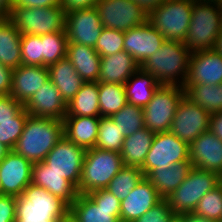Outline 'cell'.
I'll list each match as a JSON object with an SVG mask.
<instances>
[{"label":"cell","mask_w":222,"mask_h":222,"mask_svg":"<svg viewBox=\"0 0 222 222\" xmlns=\"http://www.w3.org/2000/svg\"><path fill=\"white\" fill-rule=\"evenodd\" d=\"M189 161L195 168L222 177V141L210 130L203 132L189 145Z\"/></svg>","instance_id":"obj_18"},{"label":"cell","mask_w":222,"mask_h":222,"mask_svg":"<svg viewBox=\"0 0 222 222\" xmlns=\"http://www.w3.org/2000/svg\"><path fill=\"white\" fill-rule=\"evenodd\" d=\"M24 108L10 94L0 95V122L14 121V117Z\"/></svg>","instance_id":"obj_45"},{"label":"cell","mask_w":222,"mask_h":222,"mask_svg":"<svg viewBox=\"0 0 222 222\" xmlns=\"http://www.w3.org/2000/svg\"><path fill=\"white\" fill-rule=\"evenodd\" d=\"M95 7L104 28L125 32L148 21V12L134 0H98Z\"/></svg>","instance_id":"obj_11"},{"label":"cell","mask_w":222,"mask_h":222,"mask_svg":"<svg viewBox=\"0 0 222 222\" xmlns=\"http://www.w3.org/2000/svg\"><path fill=\"white\" fill-rule=\"evenodd\" d=\"M222 29V2L217 0H195L185 46L193 53L214 49Z\"/></svg>","instance_id":"obj_4"},{"label":"cell","mask_w":222,"mask_h":222,"mask_svg":"<svg viewBox=\"0 0 222 222\" xmlns=\"http://www.w3.org/2000/svg\"><path fill=\"white\" fill-rule=\"evenodd\" d=\"M28 112L23 108L15 117L14 121L0 122V143L13 150L19 137L22 135Z\"/></svg>","instance_id":"obj_40"},{"label":"cell","mask_w":222,"mask_h":222,"mask_svg":"<svg viewBox=\"0 0 222 222\" xmlns=\"http://www.w3.org/2000/svg\"><path fill=\"white\" fill-rule=\"evenodd\" d=\"M97 1L98 0H60V6L68 13L73 10L95 7Z\"/></svg>","instance_id":"obj_47"},{"label":"cell","mask_w":222,"mask_h":222,"mask_svg":"<svg viewBox=\"0 0 222 222\" xmlns=\"http://www.w3.org/2000/svg\"><path fill=\"white\" fill-rule=\"evenodd\" d=\"M16 197L0 195V222H15Z\"/></svg>","instance_id":"obj_46"},{"label":"cell","mask_w":222,"mask_h":222,"mask_svg":"<svg viewBox=\"0 0 222 222\" xmlns=\"http://www.w3.org/2000/svg\"><path fill=\"white\" fill-rule=\"evenodd\" d=\"M69 211L62 199L31 183L16 197L15 222H64Z\"/></svg>","instance_id":"obj_3"},{"label":"cell","mask_w":222,"mask_h":222,"mask_svg":"<svg viewBox=\"0 0 222 222\" xmlns=\"http://www.w3.org/2000/svg\"><path fill=\"white\" fill-rule=\"evenodd\" d=\"M63 137V120L29 115L13 151L32 163L42 162Z\"/></svg>","instance_id":"obj_1"},{"label":"cell","mask_w":222,"mask_h":222,"mask_svg":"<svg viewBox=\"0 0 222 222\" xmlns=\"http://www.w3.org/2000/svg\"><path fill=\"white\" fill-rule=\"evenodd\" d=\"M167 222H184L182 214H172Z\"/></svg>","instance_id":"obj_56"},{"label":"cell","mask_w":222,"mask_h":222,"mask_svg":"<svg viewBox=\"0 0 222 222\" xmlns=\"http://www.w3.org/2000/svg\"><path fill=\"white\" fill-rule=\"evenodd\" d=\"M103 28L96 7L66 13L65 32L68 43L95 47Z\"/></svg>","instance_id":"obj_14"},{"label":"cell","mask_w":222,"mask_h":222,"mask_svg":"<svg viewBox=\"0 0 222 222\" xmlns=\"http://www.w3.org/2000/svg\"><path fill=\"white\" fill-rule=\"evenodd\" d=\"M164 40V36L147 21L124 32V51L141 66L160 49Z\"/></svg>","instance_id":"obj_16"},{"label":"cell","mask_w":222,"mask_h":222,"mask_svg":"<svg viewBox=\"0 0 222 222\" xmlns=\"http://www.w3.org/2000/svg\"><path fill=\"white\" fill-rule=\"evenodd\" d=\"M12 0H0V20L10 17Z\"/></svg>","instance_id":"obj_51"},{"label":"cell","mask_w":222,"mask_h":222,"mask_svg":"<svg viewBox=\"0 0 222 222\" xmlns=\"http://www.w3.org/2000/svg\"><path fill=\"white\" fill-rule=\"evenodd\" d=\"M66 12L61 6L18 7L12 6L9 19L21 34L43 36L65 31Z\"/></svg>","instance_id":"obj_8"},{"label":"cell","mask_w":222,"mask_h":222,"mask_svg":"<svg viewBox=\"0 0 222 222\" xmlns=\"http://www.w3.org/2000/svg\"><path fill=\"white\" fill-rule=\"evenodd\" d=\"M148 13L161 4L164 0H134Z\"/></svg>","instance_id":"obj_52"},{"label":"cell","mask_w":222,"mask_h":222,"mask_svg":"<svg viewBox=\"0 0 222 222\" xmlns=\"http://www.w3.org/2000/svg\"><path fill=\"white\" fill-rule=\"evenodd\" d=\"M48 80L47 66L20 65L12 71L10 95L25 105Z\"/></svg>","instance_id":"obj_21"},{"label":"cell","mask_w":222,"mask_h":222,"mask_svg":"<svg viewBox=\"0 0 222 222\" xmlns=\"http://www.w3.org/2000/svg\"><path fill=\"white\" fill-rule=\"evenodd\" d=\"M124 139L120 128L110 117H100L96 148L120 153Z\"/></svg>","instance_id":"obj_38"},{"label":"cell","mask_w":222,"mask_h":222,"mask_svg":"<svg viewBox=\"0 0 222 222\" xmlns=\"http://www.w3.org/2000/svg\"><path fill=\"white\" fill-rule=\"evenodd\" d=\"M182 217H183L184 222H216V221L210 220L208 218L195 215L193 213L182 214Z\"/></svg>","instance_id":"obj_53"},{"label":"cell","mask_w":222,"mask_h":222,"mask_svg":"<svg viewBox=\"0 0 222 222\" xmlns=\"http://www.w3.org/2000/svg\"><path fill=\"white\" fill-rule=\"evenodd\" d=\"M209 130L222 141V111L210 114Z\"/></svg>","instance_id":"obj_50"},{"label":"cell","mask_w":222,"mask_h":222,"mask_svg":"<svg viewBox=\"0 0 222 222\" xmlns=\"http://www.w3.org/2000/svg\"><path fill=\"white\" fill-rule=\"evenodd\" d=\"M139 68L137 61L126 51L101 57L98 83L124 85Z\"/></svg>","instance_id":"obj_23"},{"label":"cell","mask_w":222,"mask_h":222,"mask_svg":"<svg viewBox=\"0 0 222 222\" xmlns=\"http://www.w3.org/2000/svg\"><path fill=\"white\" fill-rule=\"evenodd\" d=\"M94 49L101 57L124 51V32L103 28Z\"/></svg>","instance_id":"obj_41"},{"label":"cell","mask_w":222,"mask_h":222,"mask_svg":"<svg viewBox=\"0 0 222 222\" xmlns=\"http://www.w3.org/2000/svg\"><path fill=\"white\" fill-rule=\"evenodd\" d=\"M185 161H189L187 143L170 131L155 133L141 170L146 177L153 169H166L171 164Z\"/></svg>","instance_id":"obj_10"},{"label":"cell","mask_w":222,"mask_h":222,"mask_svg":"<svg viewBox=\"0 0 222 222\" xmlns=\"http://www.w3.org/2000/svg\"><path fill=\"white\" fill-rule=\"evenodd\" d=\"M210 114L184 95L177 105L170 132L190 145L209 130Z\"/></svg>","instance_id":"obj_12"},{"label":"cell","mask_w":222,"mask_h":222,"mask_svg":"<svg viewBox=\"0 0 222 222\" xmlns=\"http://www.w3.org/2000/svg\"><path fill=\"white\" fill-rule=\"evenodd\" d=\"M184 95L183 86L161 84L143 107L144 126L154 133L169 132L177 105Z\"/></svg>","instance_id":"obj_9"},{"label":"cell","mask_w":222,"mask_h":222,"mask_svg":"<svg viewBox=\"0 0 222 222\" xmlns=\"http://www.w3.org/2000/svg\"><path fill=\"white\" fill-rule=\"evenodd\" d=\"M31 183L43 187L69 206L76 200L78 195L77 188L70 181L48 168L43 161L33 163Z\"/></svg>","instance_id":"obj_22"},{"label":"cell","mask_w":222,"mask_h":222,"mask_svg":"<svg viewBox=\"0 0 222 222\" xmlns=\"http://www.w3.org/2000/svg\"><path fill=\"white\" fill-rule=\"evenodd\" d=\"M192 213L222 222V182L201 198Z\"/></svg>","instance_id":"obj_39"},{"label":"cell","mask_w":222,"mask_h":222,"mask_svg":"<svg viewBox=\"0 0 222 222\" xmlns=\"http://www.w3.org/2000/svg\"><path fill=\"white\" fill-rule=\"evenodd\" d=\"M20 31L12 21L0 20V63L12 69L22 65Z\"/></svg>","instance_id":"obj_28"},{"label":"cell","mask_w":222,"mask_h":222,"mask_svg":"<svg viewBox=\"0 0 222 222\" xmlns=\"http://www.w3.org/2000/svg\"><path fill=\"white\" fill-rule=\"evenodd\" d=\"M193 168L190 161L171 164L169 168L153 169L146 178L156 188L162 199L173 193Z\"/></svg>","instance_id":"obj_27"},{"label":"cell","mask_w":222,"mask_h":222,"mask_svg":"<svg viewBox=\"0 0 222 222\" xmlns=\"http://www.w3.org/2000/svg\"><path fill=\"white\" fill-rule=\"evenodd\" d=\"M13 69L0 63V95H7L11 92Z\"/></svg>","instance_id":"obj_48"},{"label":"cell","mask_w":222,"mask_h":222,"mask_svg":"<svg viewBox=\"0 0 222 222\" xmlns=\"http://www.w3.org/2000/svg\"><path fill=\"white\" fill-rule=\"evenodd\" d=\"M100 117L65 116L64 136L85 150L95 147Z\"/></svg>","instance_id":"obj_24"},{"label":"cell","mask_w":222,"mask_h":222,"mask_svg":"<svg viewBox=\"0 0 222 222\" xmlns=\"http://www.w3.org/2000/svg\"><path fill=\"white\" fill-rule=\"evenodd\" d=\"M11 150L5 146L3 143H0V162L6 157V155L10 152Z\"/></svg>","instance_id":"obj_55"},{"label":"cell","mask_w":222,"mask_h":222,"mask_svg":"<svg viewBox=\"0 0 222 222\" xmlns=\"http://www.w3.org/2000/svg\"><path fill=\"white\" fill-rule=\"evenodd\" d=\"M66 57L85 82H98L101 56L94 47L68 43Z\"/></svg>","instance_id":"obj_25"},{"label":"cell","mask_w":222,"mask_h":222,"mask_svg":"<svg viewBox=\"0 0 222 222\" xmlns=\"http://www.w3.org/2000/svg\"><path fill=\"white\" fill-rule=\"evenodd\" d=\"M214 49L222 55V29H221L220 34L217 37Z\"/></svg>","instance_id":"obj_54"},{"label":"cell","mask_w":222,"mask_h":222,"mask_svg":"<svg viewBox=\"0 0 222 222\" xmlns=\"http://www.w3.org/2000/svg\"><path fill=\"white\" fill-rule=\"evenodd\" d=\"M185 95L209 114L222 111V83L183 85Z\"/></svg>","instance_id":"obj_33"},{"label":"cell","mask_w":222,"mask_h":222,"mask_svg":"<svg viewBox=\"0 0 222 222\" xmlns=\"http://www.w3.org/2000/svg\"><path fill=\"white\" fill-rule=\"evenodd\" d=\"M195 0H164L148 13V22L165 39L184 42Z\"/></svg>","instance_id":"obj_6"},{"label":"cell","mask_w":222,"mask_h":222,"mask_svg":"<svg viewBox=\"0 0 222 222\" xmlns=\"http://www.w3.org/2000/svg\"><path fill=\"white\" fill-rule=\"evenodd\" d=\"M12 6L27 8L60 6V0H12Z\"/></svg>","instance_id":"obj_49"},{"label":"cell","mask_w":222,"mask_h":222,"mask_svg":"<svg viewBox=\"0 0 222 222\" xmlns=\"http://www.w3.org/2000/svg\"><path fill=\"white\" fill-rule=\"evenodd\" d=\"M124 167L119 152L96 147L86 150L77 189L78 194H87L108 187L114 176Z\"/></svg>","instance_id":"obj_5"},{"label":"cell","mask_w":222,"mask_h":222,"mask_svg":"<svg viewBox=\"0 0 222 222\" xmlns=\"http://www.w3.org/2000/svg\"><path fill=\"white\" fill-rule=\"evenodd\" d=\"M69 216L75 222H119L114 209L98 207L87 194H78L70 205Z\"/></svg>","instance_id":"obj_32"},{"label":"cell","mask_w":222,"mask_h":222,"mask_svg":"<svg viewBox=\"0 0 222 222\" xmlns=\"http://www.w3.org/2000/svg\"><path fill=\"white\" fill-rule=\"evenodd\" d=\"M155 133L146 127L125 137L120 155L124 166L142 168Z\"/></svg>","instance_id":"obj_29"},{"label":"cell","mask_w":222,"mask_h":222,"mask_svg":"<svg viewBox=\"0 0 222 222\" xmlns=\"http://www.w3.org/2000/svg\"><path fill=\"white\" fill-rule=\"evenodd\" d=\"M48 71L49 79L57 87L66 104L72 100L85 83L67 57L49 65Z\"/></svg>","instance_id":"obj_26"},{"label":"cell","mask_w":222,"mask_h":222,"mask_svg":"<svg viewBox=\"0 0 222 222\" xmlns=\"http://www.w3.org/2000/svg\"><path fill=\"white\" fill-rule=\"evenodd\" d=\"M191 54L183 42L165 39L160 49L140 68L152 74L160 84L183 86L188 77Z\"/></svg>","instance_id":"obj_2"},{"label":"cell","mask_w":222,"mask_h":222,"mask_svg":"<svg viewBox=\"0 0 222 222\" xmlns=\"http://www.w3.org/2000/svg\"><path fill=\"white\" fill-rule=\"evenodd\" d=\"M143 177L141 168L124 166L110 181L106 189L121 201L127 197Z\"/></svg>","instance_id":"obj_37"},{"label":"cell","mask_w":222,"mask_h":222,"mask_svg":"<svg viewBox=\"0 0 222 222\" xmlns=\"http://www.w3.org/2000/svg\"><path fill=\"white\" fill-rule=\"evenodd\" d=\"M85 154L84 148L64 136L47 154L43 162L78 189Z\"/></svg>","instance_id":"obj_13"},{"label":"cell","mask_w":222,"mask_h":222,"mask_svg":"<svg viewBox=\"0 0 222 222\" xmlns=\"http://www.w3.org/2000/svg\"><path fill=\"white\" fill-rule=\"evenodd\" d=\"M110 118L120 128L124 137L132 135L145 127L143 108L137 105L127 103Z\"/></svg>","instance_id":"obj_36"},{"label":"cell","mask_w":222,"mask_h":222,"mask_svg":"<svg viewBox=\"0 0 222 222\" xmlns=\"http://www.w3.org/2000/svg\"><path fill=\"white\" fill-rule=\"evenodd\" d=\"M173 212L165 199H162L149 211L133 222H167Z\"/></svg>","instance_id":"obj_44"},{"label":"cell","mask_w":222,"mask_h":222,"mask_svg":"<svg viewBox=\"0 0 222 222\" xmlns=\"http://www.w3.org/2000/svg\"><path fill=\"white\" fill-rule=\"evenodd\" d=\"M220 83H222V55L215 49L193 52L184 85Z\"/></svg>","instance_id":"obj_17"},{"label":"cell","mask_w":222,"mask_h":222,"mask_svg":"<svg viewBox=\"0 0 222 222\" xmlns=\"http://www.w3.org/2000/svg\"><path fill=\"white\" fill-rule=\"evenodd\" d=\"M160 85L152 74L139 68L124 84L127 103L145 107Z\"/></svg>","instance_id":"obj_30"},{"label":"cell","mask_w":222,"mask_h":222,"mask_svg":"<svg viewBox=\"0 0 222 222\" xmlns=\"http://www.w3.org/2000/svg\"><path fill=\"white\" fill-rule=\"evenodd\" d=\"M98 207L114 209V216L120 221V200L108 189H98L87 193Z\"/></svg>","instance_id":"obj_43"},{"label":"cell","mask_w":222,"mask_h":222,"mask_svg":"<svg viewBox=\"0 0 222 222\" xmlns=\"http://www.w3.org/2000/svg\"><path fill=\"white\" fill-rule=\"evenodd\" d=\"M100 117H111L126 104V91L123 84L98 83Z\"/></svg>","instance_id":"obj_34"},{"label":"cell","mask_w":222,"mask_h":222,"mask_svg":"<svg viewBox=\"0 0 222 222\" xmlns=\"http://www.w3.org/2000/svg\"><path fill=\"white\" fill-rule=\"evenodd\" d=\"M64 222H75L70 216Z\"/></svg>","instance_id":"obj_57"},{"label":"cell","mask_w":222,"mask_h":222,"mask_svg":"<svg viewBox=\"0 0 222 222\" xmlns=\"http://www.w3.org/2000/svg\"><path fill=\"white\" fill-rule=\"evenodd\" d=\"M161 200L156 188L144 176L127 197L121 200L120 221L133 222Z\"/></svg>","instance_id":"obj_19"},{"label":"cell","mask_w":222,"mask_h":222,"mask_svg":"<svg viewBox=\"0 0 222 222\" xmlns=\"http://www.w3.org/2000/svg\"><path fill=\"white\" fill-rule=\"evenodd\" d=\"M66 116L100 117L98 82H85L67 104Z\"/></svg>","instance_id":"obj_31"},{"label":"cell","mask_w":222,"mask_h":222,"mask_svg":"<svg viewBox=\"0 0 222 222\" xmlns=\"http://www.w3.org/2000/svg\"><path fill=\"white\" fill-rule=\"evenodd\" d=\"M30 116L63 120L67 104L57 87L49 79L24 105Z\"/></svg>","instance_id":"obj_20"},{"label":"cell","mask_w":222,"mask_h":222,"mask_svg":"<svg viewBox=\"0 0 222 222\" xmlns=\"http://www.w3.org/2000/svg\"><path fill=\"white\" fill-rule=\"evenodd\" d=\"M21 51L22 65L42 66L41 36L22 34Z\"/></svg>","instance_id":"obj_42"},{"label":"cell","mask_w":222,"mask_h":222,"mask_svg":"<svg viewBox=\"0 0 222 222\" xmlns=\"http://www.w3.org/2000/svg\"><path fill=\"white\" fill-rule=\"evenodd\" d=\"M42 42V66H49L66 57L68 39L65 31L44 34Z\"/></svg>","instance_id":"obj_35"},{"label":"cell","mask_w":222,"mask_h":222,"mask_svg":"<svg viewBox=\"0 0 222 222\" xmlns=\"http://www.w3.org/2000/svg\"><path fill=\"white\" fill-rule=\"evenodd\" d=\"M221 182L222 177L218 173L193 167L181 185L165 200L173 214L192 213L201 198Z\"/></svg>","instance_id":"obj_7"},{"label":"cell","mask_w":222,"mask_h":222,"mask_svg":"<svg viewBox=\"0 0 222 222\" xmlns=\"http://www.w3.org/2000/svg\"><path fill=\"white\" fill-rule=\"evenodd\" d=\"M33 163L11 150L0 162L1 194L18 197L32 181Z\"/></svg>","instance_id":"obj_15"}]
</instances>
